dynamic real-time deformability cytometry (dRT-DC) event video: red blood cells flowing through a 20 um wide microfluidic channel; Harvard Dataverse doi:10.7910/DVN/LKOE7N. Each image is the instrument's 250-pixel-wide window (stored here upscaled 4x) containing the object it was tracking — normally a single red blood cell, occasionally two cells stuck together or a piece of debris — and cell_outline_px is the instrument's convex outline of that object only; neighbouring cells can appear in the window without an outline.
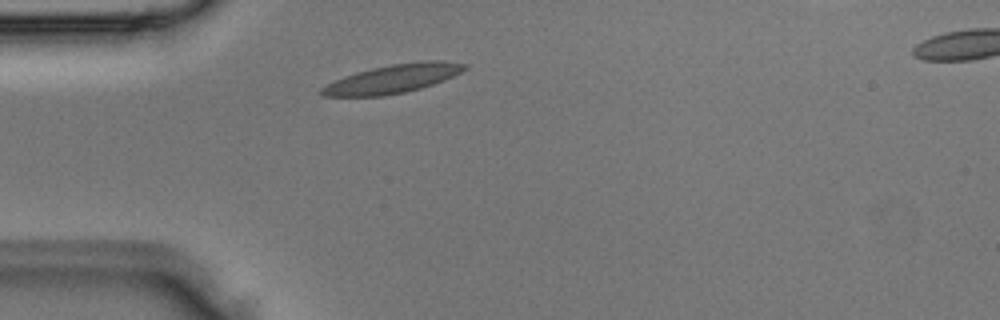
{"species": "Egyptian fruit bat (a non-hibernating species)", "species_latin": "Rousettus aegyptiacus", "temperature_condition": "room temperature", "stored_images_in_passage": 2, "segment_of_instrument_passage": [1, 2], "camera_frame_rate_fps": 3000, "um_per_image_px": 0.085, "animal": {"sex": "male"}, "frame": {"image": 1, "passage_image": 1, "time_ms": 0.0, "image_size_px": [1000, 320], "cell_outline_px": [[468, 68], [444, 80], [420, 88], [404, 92], [380, 96], [324, 96], [316, 92], [320, 88], [344, 76], [356, 72], [372, 68], [392, 64], [424, 60], [440, 60], [468, 64]], "centroid_in_image_um": [33.38, 6.69], "position_along_channel_um": 51.6, "area_um2": 23.7}}